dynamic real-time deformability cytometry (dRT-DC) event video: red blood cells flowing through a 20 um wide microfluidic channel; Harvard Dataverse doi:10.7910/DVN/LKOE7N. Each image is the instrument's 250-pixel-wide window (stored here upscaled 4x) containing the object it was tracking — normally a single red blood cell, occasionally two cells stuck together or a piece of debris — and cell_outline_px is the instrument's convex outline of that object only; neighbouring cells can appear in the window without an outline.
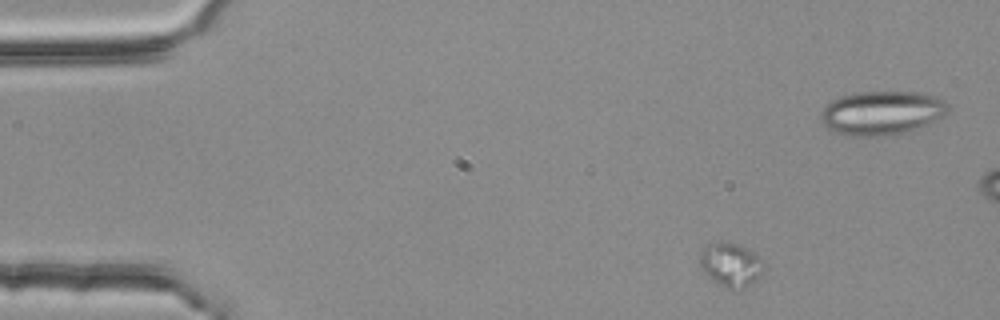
{"species": "common noctule bat (a hibernating species)", "species_latin": "Nyctalus noctula", "temperature_condition": "room temperature", "stored_images_in_passage": 17, "camera_frame_rate_fps": 3000, "um_per_image_px": 0.085, "animal": {"sex": "female", "body_mass_g": 25.1}, "frame": {"image": 1, "passage_image": 3, "time_ms": 0.667, "image_size_px": [1000, 320], "cell_outline_px": [[764, 268], [744, 288], [728, 288], [720, 284], [708, 276], [700, 268], [700, 252], [708, 244], [736, 244], [748, 248], [756, 252], [764, 260]], "centroid_in_image_um": [62.12, 22.48], "position_along_channel_um": 22.9, "area_um2": 15.72}}